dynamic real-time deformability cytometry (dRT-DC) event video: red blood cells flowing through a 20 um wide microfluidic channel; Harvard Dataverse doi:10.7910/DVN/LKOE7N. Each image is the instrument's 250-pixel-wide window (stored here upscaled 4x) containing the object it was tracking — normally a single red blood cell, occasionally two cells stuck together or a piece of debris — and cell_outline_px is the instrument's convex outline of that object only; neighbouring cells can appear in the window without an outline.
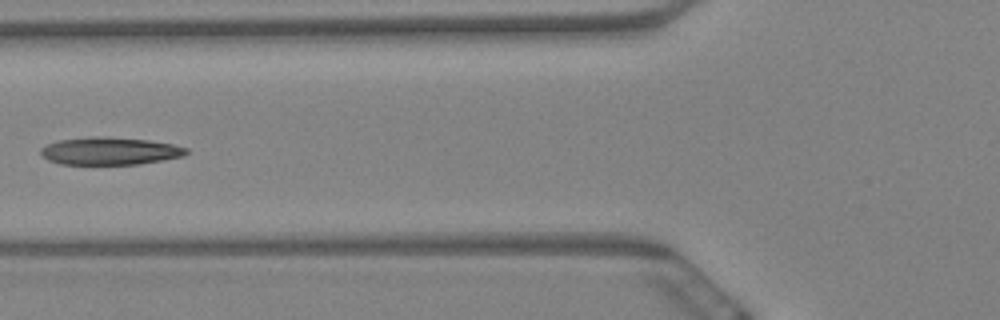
{"species": "Egyptian fruit bat (a non-hibernating species)", "species_latin": "Rousettus aegyptiacus", "temperature_condition": "warm", "stored_images_in_passage": 10, "camera_frame_rate_fps": 3000, "um_per_image_px": 0.085, "animal": {"sex": "female"}, "frame": {"image": 1, "passage_image": 7, "time_ms": 2.0, "image_size_px": [1000, 320], "cell_outline_px": [[188, 152], [184, 156], [164, 160], [140, 164], [60, 164], [48, 160], [40, 152], [40, 148], [48, 144], [60, 140], [92, 136], [100, 136], [148, 140], [172, 144], [188, 148]], "centroid_in_image_um": [9.36, 12.84], "position_along_channel_um": 116.4, "area_um2": 23.35}}
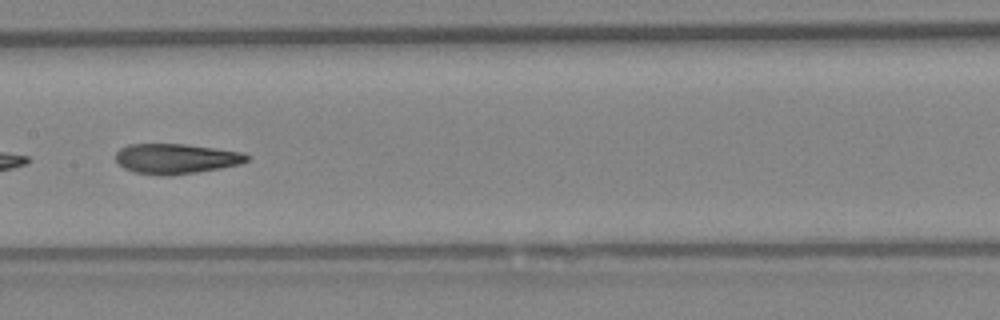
{"frame": {"image": 2, "passage_image": 9, "time_ms": 2.667, "image_size_px": [1000, 320], "cell_outline_px": [[248, 160], [240, 164], [220, 168], [196, 172], [168, 176], [160, 176], [132, 172], [124, 168], [116, 160], [116, 152], [120, 148], [128, 144], [184, 144], [240, 152], [248, 156]], "centroid_in_image_um": [14.9, 13.5], "position_along_channel_um": 192.5, "area_um2": 22.89}}